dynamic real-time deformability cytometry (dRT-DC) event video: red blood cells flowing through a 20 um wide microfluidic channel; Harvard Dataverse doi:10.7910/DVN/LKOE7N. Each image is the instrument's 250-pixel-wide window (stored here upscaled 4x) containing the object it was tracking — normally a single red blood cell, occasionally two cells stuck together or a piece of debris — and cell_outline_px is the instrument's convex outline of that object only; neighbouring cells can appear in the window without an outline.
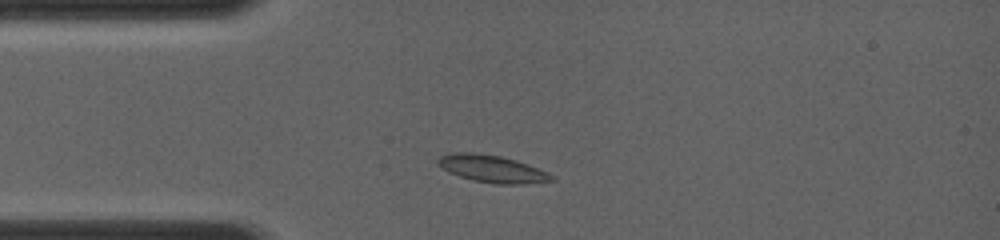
{"species": "common noctule bat (a hibernating species)", "species_latin": "Nyctalus noctula", "temperature_condition": "room temperature", "stored_images_in_passage": 12, "camera_frame_rate_fps": 4000, "um_per_image_px": 0.085, "animal": {"sex": "female", "body_mass_g": 19.0, "forearm_length_mm": 56.7}, "frame": {"image": 1, "passage_image": 3, "time_ms": 1.0, "image_size_px": [1000, 240], "cell_outline_px": [[556, 180], [520, 184], [496, 184], [472, 180], [460, 176], [436, 164], [436, 160], [440, 156], [452, 152], [476, 152], [500, 156], [516, 160], [528, 164], [552, 176]], "centroid_in_image_um": [41.78, 14.33], "position_along_channel_um": 43.2, "area_um2": 17.8}}
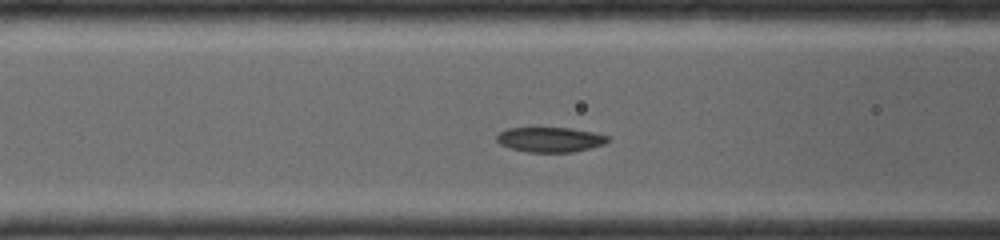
{"frame": {"image": 2, "passage_image": 8, "time_ms": 3.0, "image_size_px": [1000, 240], "cell_outline_px": [[608, 140], [604, 144], [572, 152], [528, 152], [508, 148], [500, 144], [496, 140], [496, 136], [500, 132], [508, 128], [572, 128], [592, 132], [608, 136]], "centroid_in_image_um": [46.71, 11.86], "position_along_channel_um": 119.9, "area_um2": 16.01}}
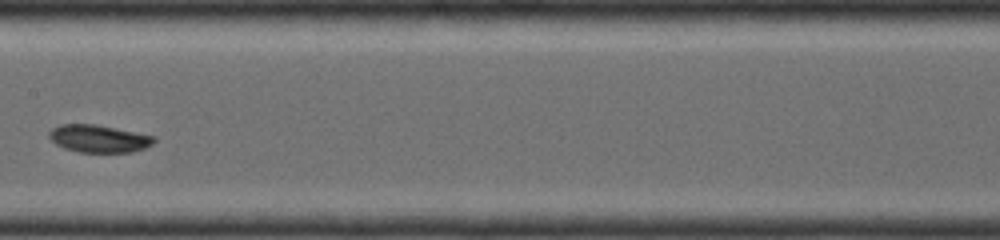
{"frame": {"image": 3, "passage_image": 11, "time_ms": 4.75, "image_size_px": [1000, 240], "cell_outline_px": [[156, 140], [152, 144], [144, 148], [132, 152], [80, 152], [64, 148], [56, 144], [48, 136], [48, 132], [52, 128], [60, 124], [96, 124], [156, 136]], "centroid_in_image_um": [8.4, 11.77], "position_along_channel_um": 199.0, "area_um2": 16.88}}